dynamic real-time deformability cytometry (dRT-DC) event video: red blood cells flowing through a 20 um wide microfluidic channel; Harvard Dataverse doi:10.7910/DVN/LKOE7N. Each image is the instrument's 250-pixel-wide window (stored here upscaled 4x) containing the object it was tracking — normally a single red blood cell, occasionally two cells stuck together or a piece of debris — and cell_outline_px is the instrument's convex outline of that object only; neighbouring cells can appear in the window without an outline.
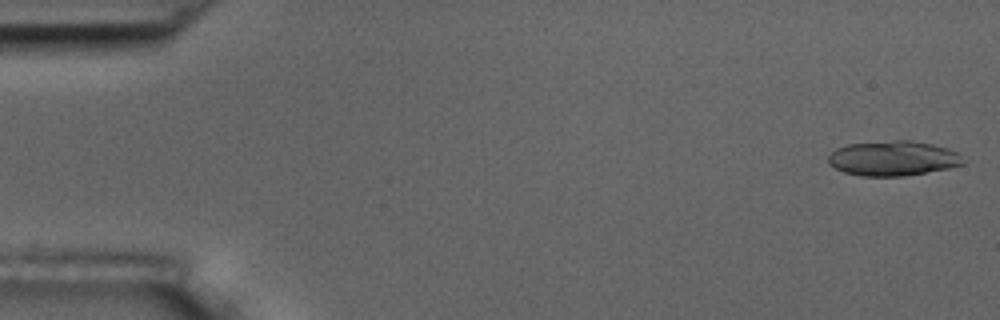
{"species": "common noctule bat (a hibernating species)", "species_latin": "Nyctalus noctula", "temperature_condition": "room temperature", "stored_images_in_passage": 5, "camera_frame_rate_fps": 3000, "um_per_image_px": 0.085, "animal": {"sex": "male", "body_mass_g": 17.5, "forearm_length_mm": 52.3}, "frame": {"image": 1, "passage_image": 1, "time_ms": 0.0, "image_size_px": [1000, 320], "cell_outline_px": [[968, 160], [964, 164], [948, 168], [904, 176], [860, 176], [844, 172], [828, 164], [828, 156], [836, 148], [848, 144], [896, 140], [912, 140], [932, 144], [948, 148], [956, 152]], "centroid_in_image_um": [75.93, 13.46], "position_along_channel_um": 9.1, "area_um2": 27.57}}